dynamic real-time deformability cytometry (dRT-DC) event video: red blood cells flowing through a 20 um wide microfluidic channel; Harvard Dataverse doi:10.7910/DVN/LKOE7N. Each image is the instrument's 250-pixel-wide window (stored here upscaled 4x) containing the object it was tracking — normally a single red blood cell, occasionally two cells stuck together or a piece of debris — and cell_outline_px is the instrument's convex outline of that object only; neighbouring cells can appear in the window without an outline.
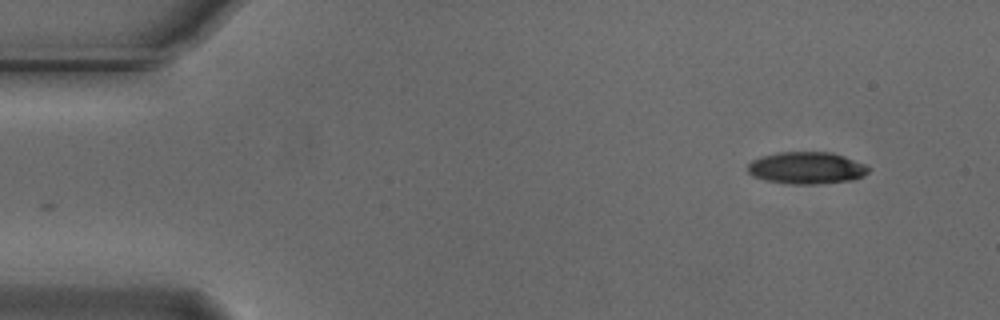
{"species": "Egyptian fruit bat (a non-hibernating species)", "species_latin": "Rousettus aegyptiacus", "temperature_condition": "cold", "stored_images_in_passage": 51, "camera_frame_rate_fps": 3000, "um_per_image_px": 0.085, "animal": {"sex": "male"}, "frame": {"image": 1, "passage_image": 1, "time_ms": 0.0, "image_size_px": [1000, 320], "cell_outline_px": [[868, 172], [864, 176], [852, 180], [816, 184], [788, 184], [764, 180], [752, 176], [748, 172], [748, 164], [752, 160], [760, 156], [776, 152], [832, 152], [844, 156], [864, 164], [868, 168]], "centroid_in_image_um": [68.52, 14.27], "position_along_channel_um": 16.5, "area_um2": 22.66}}
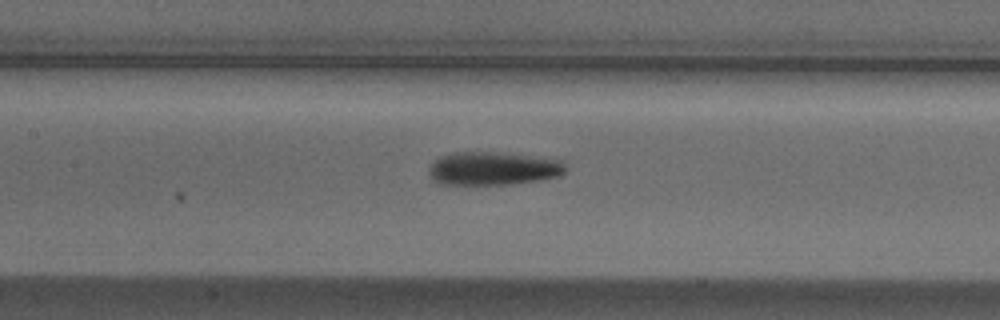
{"frame": {"image": 2, "passage_image": 21, "time_ms": 6.667, "image_size_px": [1000, 320], "cell_outline_px": [[564, 172], [560, 176], [536, 180], [508, 184], [440, 184], [432, 180], [428, 172], [432, 164], [440, 156], [456, 152], [492, 152], [560, 160], [564, 164]], "centroid_in_image_um": [41.85, 14.33], "position_along_channel_um": 165.5, "area_um2": 25.95}}
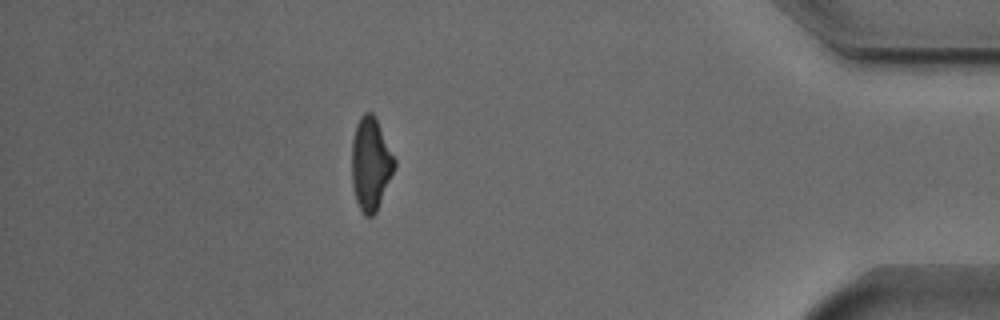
{"frame": {"image": 3, "passage_image": 44, "time_ms": 14.333, "image_size_px": [1000, 320], "cell_outline_px": [[396, 168], [376, 212], [372, 216], [364, 216], [356, 200], [352, 184], [352, 140], [356, 124], [360, 116], [364, 112], [372, 112], [376, 116], [396, 160]], "centroid_in_image_um": [31.52, 13.9], "position_along_channel_um": 403.7, "area_um2": 23.41}, "authors_computed_cell_mechanics": {"area_um2": 24.276, "velocity_mm_per_s": 3.7465, "shape_relaxation_time_tau1_ms": 5.7458, "shape_relaxation_time_tau2_ms": 5.4191, "deformation_change_tau1": 0.1853, "deformation_change_tau2": 0.1463}}